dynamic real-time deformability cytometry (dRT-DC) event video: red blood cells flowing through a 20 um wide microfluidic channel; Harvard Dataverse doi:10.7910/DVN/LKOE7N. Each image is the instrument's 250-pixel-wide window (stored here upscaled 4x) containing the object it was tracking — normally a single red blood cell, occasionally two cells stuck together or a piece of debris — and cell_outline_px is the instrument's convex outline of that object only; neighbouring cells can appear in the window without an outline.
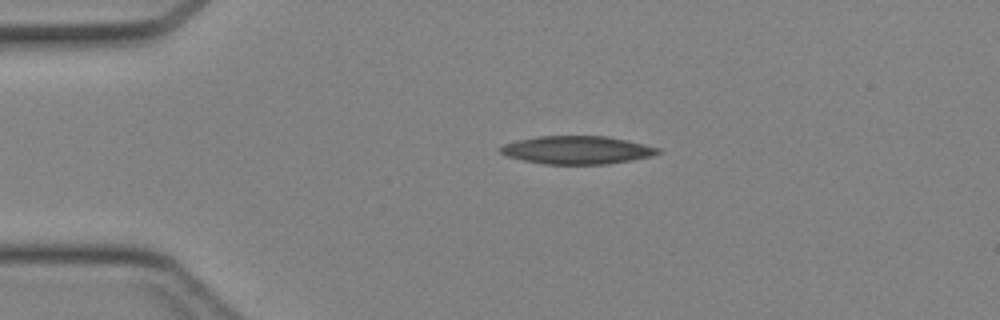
{"species": "Egyptian fruit bat (a non-hibernating species)", "species_latin": "Rousettus aegyptiacus", "temperature_condition": "cold", "stored_images_in_passage": 36, "camera_frame_rate_fps": 3000, "um_per_image_px": 0.085, "animal": {"sex": "female"}, "frame": {"image": 1, "passage_image": 1, "time_ms": 0.0, "image_size_px": [1000, 320], "cell_outline_px": [[664, 152], [652, 156], [608, 164], [544, 164], [524, 160], [508, 156], [500, 152], [496, 148], [504, 144], [516, 140], [540, 136], [608, 136], [644, 144], [660, 148]], "centroid_in_image_um": [49.06, 12.75], "position_along_channel_um": 35.9, "area_um2": 25.84}}
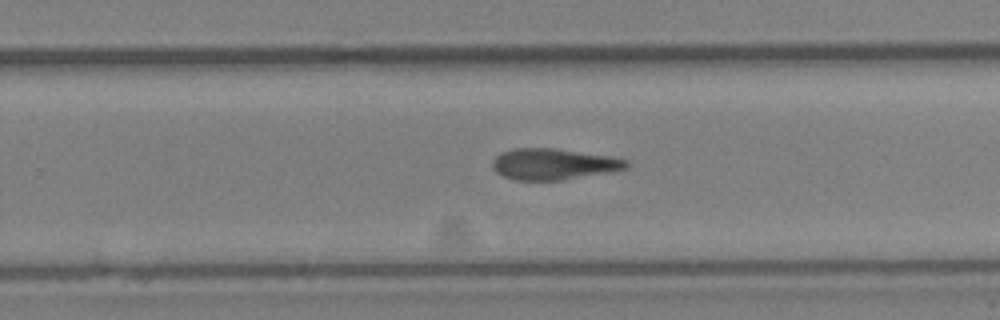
{"frame": {"image": 2, "passage_image": 20, "time_ms": 6.333, "image_size_px": [1000, 320], "cell_outline_px": [[628, 168], [612, 172], [560, 180], [516, 180], [504, 176], [496, 172], [492, 168], [492, 160], [500, 152], [512, 148], [556, 148], [608, 156], [628, 160]], "centroid_in_image_um": [47.03, 13.94], "position_along_channel_um": 282.8, "area_um2": 24.39}}
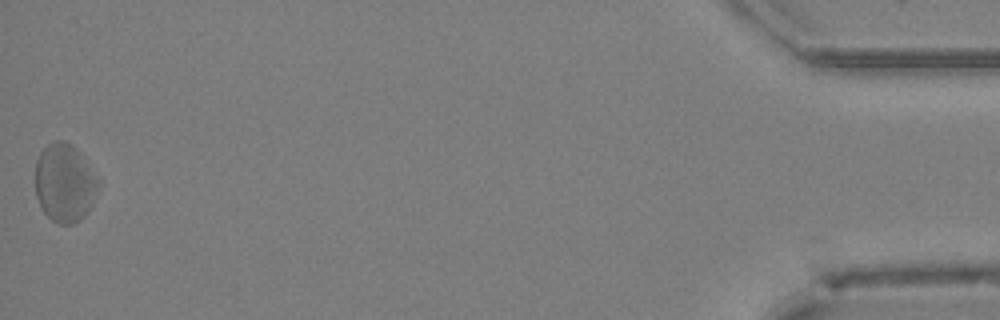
{"frame": {"image": 3, "passage_image": 36, "time_ms": 11.667, "image_size_px": [1000, 320], "cell_outline_px": [[100, 184], [92, 204], [88, 212], [80, 220], [72, 224], [60, 224], [52, 220], [44, 212], [36, 196], [36, 160], [40, 152], [52, 140], [64, 140], [72, 144], [76, 148], [100, 180]], "centroid_in_image_um": [5.51, 15.54], "position_along_channel_um": 429.7, "area_um2": 28.9}}